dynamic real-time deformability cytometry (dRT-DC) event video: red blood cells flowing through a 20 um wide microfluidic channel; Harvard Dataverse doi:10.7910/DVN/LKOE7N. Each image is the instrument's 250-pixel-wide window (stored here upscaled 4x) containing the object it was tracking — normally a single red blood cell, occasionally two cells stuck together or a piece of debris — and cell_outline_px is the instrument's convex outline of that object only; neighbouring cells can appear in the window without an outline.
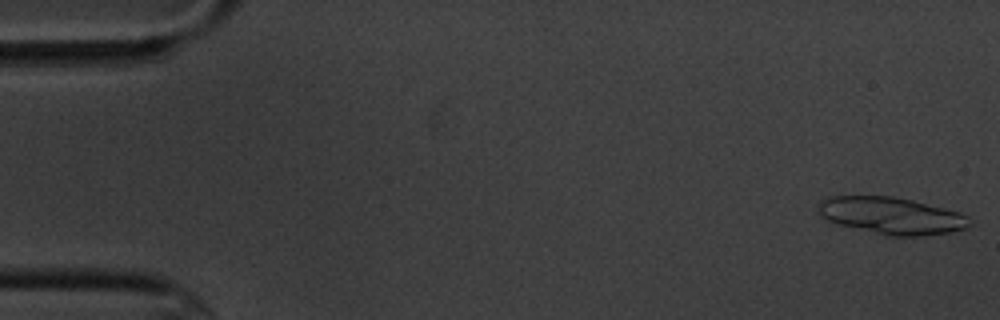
{"species": "common noctule bat (a hibernating species)", "species_latin": "Nyctalus noctula", "temperature_condition": "cold", "stored_images_in_passage": 5, "camera_frame_rate_fps": 3000, "um_per_image_px": 0.085, "animal": {"sex": "male", "body_mass_g": 20.1, "forearm_length_mm": 53.5}, "frame": {"image": 1, "passage_image": 1, "time_ms": 0.0, "image_size_px": [1000, 320], "cell_outline_px": [[972, 224], [964, 228], [948, 232], [924, 236], [884, 236], [836, 224], [820, 216], [820, 200], [832, 196], [892, 196], [912, 200], [960, 212], [968, 216]], "centroid_in_image_um": [75.77, 18.34], "position_along_channel_um": 9.2, "area_um2": 32.71}}